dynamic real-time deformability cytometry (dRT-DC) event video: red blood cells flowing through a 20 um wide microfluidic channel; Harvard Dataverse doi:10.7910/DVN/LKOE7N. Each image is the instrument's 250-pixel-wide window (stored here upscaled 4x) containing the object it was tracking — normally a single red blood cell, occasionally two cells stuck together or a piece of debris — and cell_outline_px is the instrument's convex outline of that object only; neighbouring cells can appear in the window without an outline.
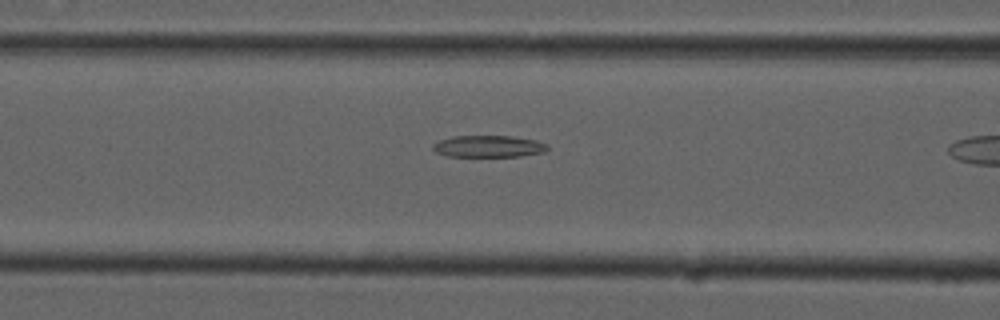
{"species": "common noctule bat (a hibernating species)", "species_latin": "Nyctalus noctula", "temperature_condition": "cold", "stored_images_in_passage": 8, "camera_frame_rate_fps": 3000, "um_per_image_px": 0.085, "animal": {"sex": "male", "forearm_length_mm": 52.5}, "frame": {"image": 1, "passage_image": 6, "time_ms": 1.667, "image_size_px": [1000, 320], "cell_outline_px": [[548, 148], [544, 152], [520, 156], [448, 156], [436, 152], [432, 148], [432, 144], [440, 140], [452, 136], [512, 136], [536, 140], [548, 144]], "centroid_in_image_um": [41.53, 12.43], "position_along_channel_um": 125.1, "area_um2": 14.51}}